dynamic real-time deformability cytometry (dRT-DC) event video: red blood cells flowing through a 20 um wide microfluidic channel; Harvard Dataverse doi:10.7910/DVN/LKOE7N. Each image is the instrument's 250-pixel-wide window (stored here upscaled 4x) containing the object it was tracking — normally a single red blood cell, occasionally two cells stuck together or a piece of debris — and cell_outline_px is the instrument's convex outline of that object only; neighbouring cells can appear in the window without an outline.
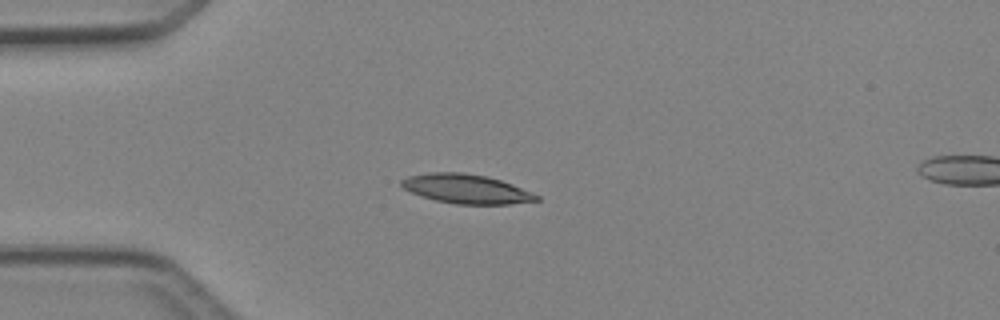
{"species": "Egyptian fruit bat (a non-hibernating species)", "species_latin": "Rousettus aegyptiacus", "temperature_condition": "cold", "stored_images_in_passage": 4, "camera_frame_rate_fps": 3000, "um_per_image_px": 0.085, "animal": {"sex": "female"}, "frame": {"image": 1, "passage_image": 1, "time_ms": 0.0, "image_size_px": [1000, 320], "cell_outline_px": [[540, 200], [508, 204], [456, 204], [436, 200], [412, 192], [404, 188], [400, 184], [400, 180], [408, 176], [428, 172], [464, 172], [488, 176], [512, 184], [532, 192], [540, 196]], "centroid_in_image_um": [39.65, 16.04], "position_along_channel_um": 45.4, "area_um2": 22.95}}